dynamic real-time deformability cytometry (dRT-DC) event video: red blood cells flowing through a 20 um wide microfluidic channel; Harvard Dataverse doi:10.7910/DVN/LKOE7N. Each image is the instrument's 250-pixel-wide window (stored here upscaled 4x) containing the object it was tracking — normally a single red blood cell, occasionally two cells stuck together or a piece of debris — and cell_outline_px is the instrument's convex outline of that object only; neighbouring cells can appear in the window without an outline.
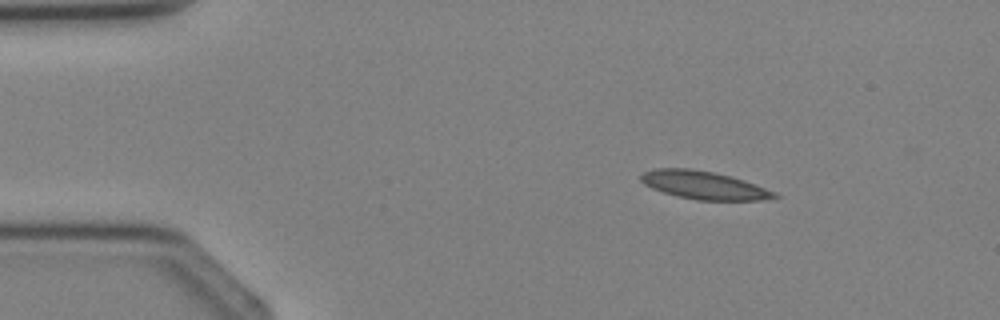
{"species": "Egyptian fruit bat (a non-hibernating species)", "species_latin": "Rousettus aegyptiacus", "temperature_condition": "cold", "stored_images_in_passage": 2, "camera_frame_rate_fps": 3000, "um_per_image_px": 0.085, "animal": {"sex": "female"}, "frame": {"image": 1, "passage_image": 1, "time_ms": 0.0, "image_size_px": [1000, 320], "cell_outline_px": [[780, 196], [760, 200], [696, 200], [676, 196], [652, 188], [644, 184], [640, 180], [640, 176], [644, 172], [656, 168], [692, 168], [732, 176], [756, 184], [776, 192]], "centroid_in_image_um": [59.83, 15.73], "position_along_channel_um": 25.2, "area_um2": 21.85}}